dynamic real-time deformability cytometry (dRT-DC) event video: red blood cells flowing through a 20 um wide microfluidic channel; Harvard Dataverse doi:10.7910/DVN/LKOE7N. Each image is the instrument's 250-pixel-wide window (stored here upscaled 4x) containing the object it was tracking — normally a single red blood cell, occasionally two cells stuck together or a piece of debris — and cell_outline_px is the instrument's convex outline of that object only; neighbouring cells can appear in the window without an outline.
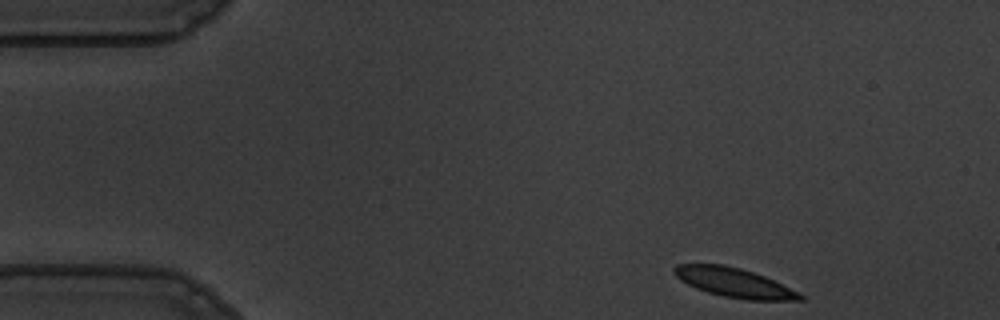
{"species": "common noctule bat (a hibernating species)", "species_latin": "Nyctalus noctula", "temperature_condition": "warm", "stored_images_in_passage": 51, "camera_frame_rate_fps": 3000, "um_per_image_px": 0.085, "animal": {"sex": "male", "body_mass_g": 19.5, "forearm_length_mm": 54.6}, "frame": {"image": 1, "passage_image": 1, "time_ms": 0.0, "image_size_px": [1000, 320], "cell_outline_px": [[804, 300], [748, 300], [724, 296], [708, 292], [696, 288], [680, 280], [672, 272], [672, 268], [676, 264], [724, 264], [740, 268], [764, 276], [804, 296]], "centroid_in_image_um": [62.33, 24.01], "position_along_channel_um": 22.7, "area_um2": 21.15}}
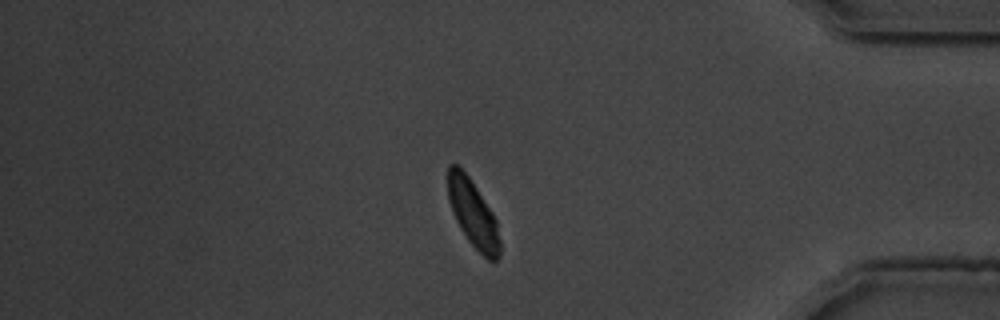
{"frame": {"image": 2, "passage_image": 42, "time_ms": 13.667, "image_size_px": [1000, 320], "cell_outline_px": [[500, 256], [496, 260], [488, 260], [468, 240], [460, 228], [452, 212], [448, 200], [448, 164], [456, 164], [468, 176], [492, 212], [496, 220], [500, 240]], "centroid_in_image_um": [40.2, 18.17], "position_along_channel_um": 395.0, "area_um2": 20.06}}
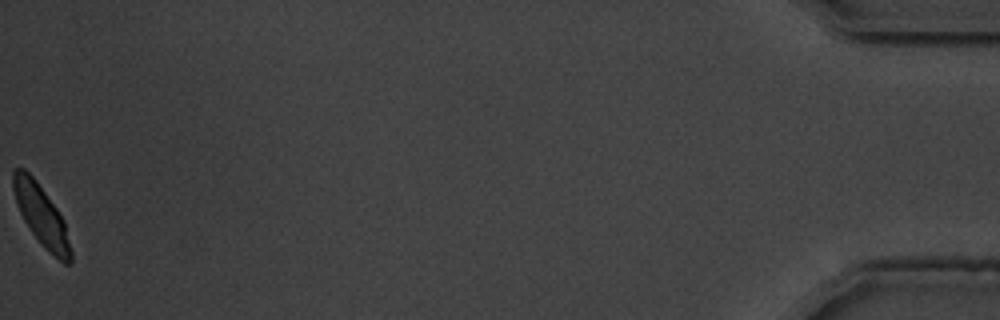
{"frame": {"image": 3, "passage_image": 51, "time_ms": 16.667, "image_size_px": [1000, 320], "cell_outline_px": [[72, 264], [64, 264], [48, 252], [44, 248], [32, 232], [24, 220], [20, 212], [12, 188], [12, 172], [16, 168], [24, 168], [36, 180], [56, 208], [64, 220], [72, 252]], "centroid_in_image_um": [3.53, 18.34], "position_along_channel_um": 431.7, "area_um2": 20.23}, "authors_computed_cell_mechanics": {"area_um2": 21.7328, "velocity_mm_per_s": 3.5311, "shape_relaxation_time_tau1_ms": 3.306, "shape_relaxation_time_tau2_ms": 1.0369, "deformation_change_tau1": 0.1251, "deformation_change_tau2": 0.0397}}